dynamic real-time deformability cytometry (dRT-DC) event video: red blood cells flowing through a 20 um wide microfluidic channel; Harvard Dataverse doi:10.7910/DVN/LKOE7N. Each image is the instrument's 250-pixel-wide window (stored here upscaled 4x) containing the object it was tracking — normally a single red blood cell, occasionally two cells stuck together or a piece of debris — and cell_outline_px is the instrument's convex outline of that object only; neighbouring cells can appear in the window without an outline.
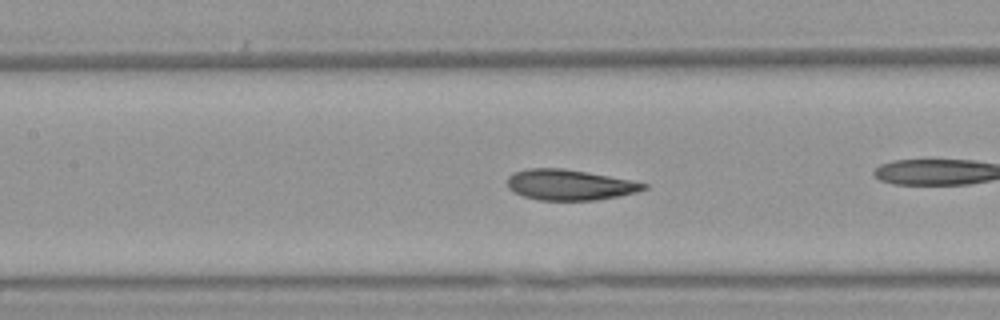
{"species": "Egyptian fruit bat (a non-hibernating species)", "species_latin": "Rousettus aegyptiacus", "temperature_condition": "warm", "stored_images_in_passage": 41, "camera_frame_rate_fps": 3000, "um_per_image_px": 0.085, "animal": {"sex": "female"}, "frame": {"image": 1, "passage_image": 24, "time_ms": 7.667, "image_size_px": [1000, 320], "cell_outline_px": [[648, 188], [636, 192], [620, 196], [596, 200], [540, 200], [524, 196], [508, 188], [508, 176], [512, 172], [528, 168], [564, 168], [632, 180], [648, 184]], "centroid_in_image_um": [48.43, 15.7], "position_along_channel_um": 159.0, "area_um2": 24.33}}
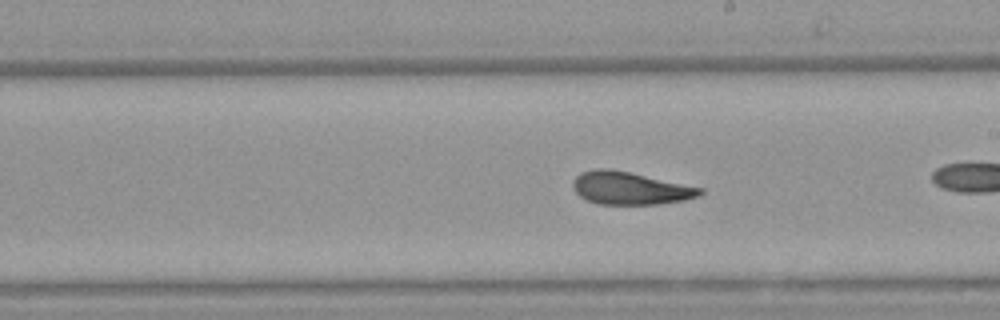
{"frame": {"image": 2, "passage_image": 30, "time_ms": 9.667, "image_size_px": [1000, 320], "cell_outline_px": [[704, 192], [700, 196], [684, 200], [656, 204], [596, 204], [580, 196], [572, 188], [572, 180], [580, 172], [596, 168], [608, 168], [628, 172], [704, 188]], "centroid_in_image_um": [53.54, 15.99], "position_along_channel_um": 235.5, "area_um2": 24.22}}